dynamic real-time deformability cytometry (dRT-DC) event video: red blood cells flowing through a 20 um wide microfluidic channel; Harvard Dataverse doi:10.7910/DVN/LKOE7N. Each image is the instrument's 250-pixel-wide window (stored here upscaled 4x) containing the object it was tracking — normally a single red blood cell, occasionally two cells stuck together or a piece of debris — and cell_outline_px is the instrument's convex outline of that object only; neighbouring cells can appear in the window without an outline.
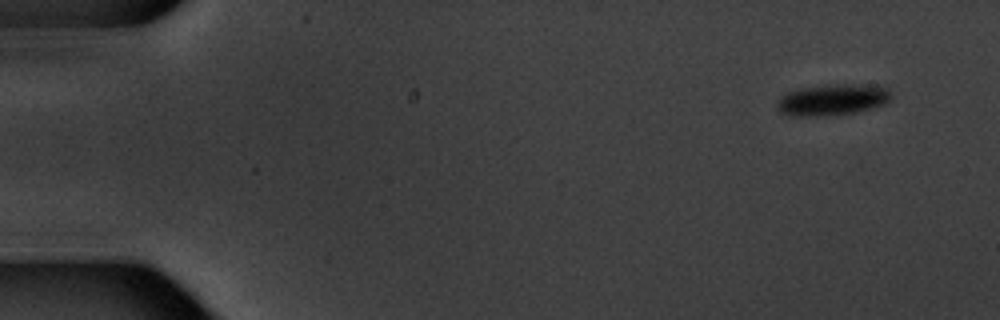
{"species": "common noctule bat (a hibernating species)", "species_latin": "Nyctalus noctula", "temperature_condition": "warm", "stored_images_in_passage": 6, "camera_frame_rate_fps": 3000, "um_per_image_px": 0.085, "animal": {"sex": "male", "body_mass_g": 20.1, "forearm_length_mm": 53.5}, "frame": {"image": 1, "passage_image": 2, "time_ms": 1.333, "image_size_px": [1000, 320], "cell_outline_px": [[892, 100], [888, 104], [856, 112], [816, 116], [792, 116], [780, 112], [776, 108], [776, 100], [780, 96], [788, 92], [800, 88], [836, 84], [884, 84], [892, 92]], "centroid_in_image_um": [70.84, 8.46], "position_along_channel_um": 14.2, "area_um2": 21.39}}